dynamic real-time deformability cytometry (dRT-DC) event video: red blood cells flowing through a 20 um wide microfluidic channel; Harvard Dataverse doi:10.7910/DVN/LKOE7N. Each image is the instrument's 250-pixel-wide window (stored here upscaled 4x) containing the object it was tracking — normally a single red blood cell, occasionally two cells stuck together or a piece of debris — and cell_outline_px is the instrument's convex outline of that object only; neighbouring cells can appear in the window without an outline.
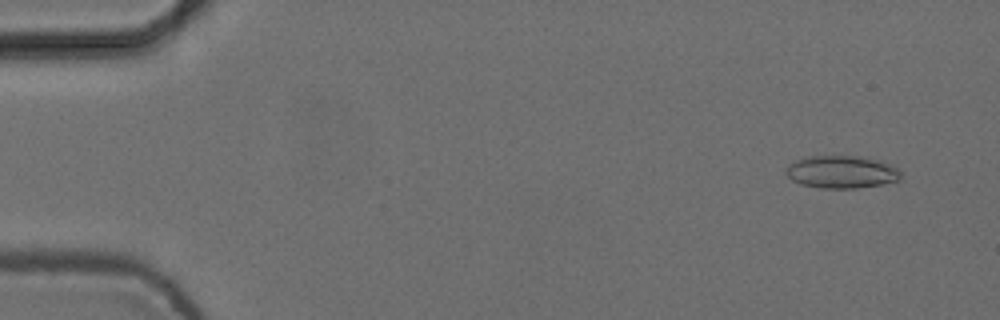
{"species": "common noctule bat (a hibernating species)", "species_latin": "Nyctalus noctula", "temperature_condition": "cold", "stored_images_in_passage": 8, "camera_frame_rate_fps": 3000, "um_per_image_px": 0.085, "animal": {"sex": "female", "body_mass_g": 24.6, "forearm_length_mm": 56.2}, "frame": {"image": 1, "passage_image": 2, "time_ms": 0.333, "image_size_px": [1000, 320], "cell_outline_px": [[904, 172], [900, 180], [880, 184], [856, 188], [820, 188], [800, 184], [792, 180], [784, 172], [796, 160], [804, 156], [860, 156], [880, 160], [892, 164], [900, 168]], "centroid_in_image_um": [71.6, 14.61], "position_along_channel_um": 13.4, "area_um2": 22.08}}
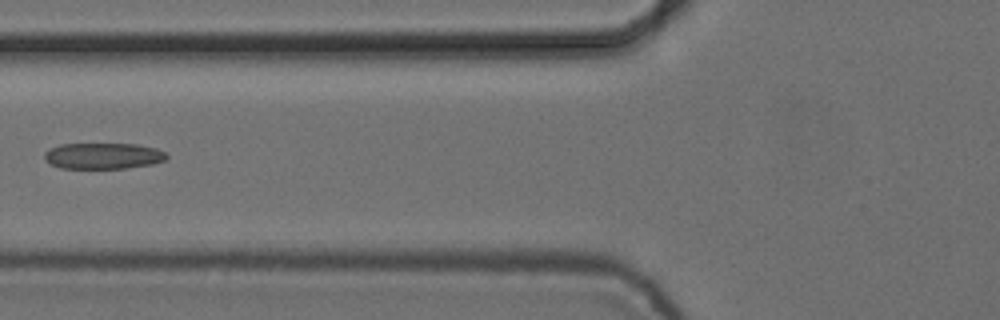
{"frame": {"image": 2, "passage_image": 7, "time_ms": 2.0, "image_size_px": [1000, 320], "cell_outline_px": [[168, 156], [164, 160], [152, 164], [124, 168], [60, 168], [44, 160], [44, 152], [48, 148], [60, 144], [136, 144], [156, 148], [164, 152]], "centroid_in_image_um": [8.72, 13.24], "position_along_channel_um": 117.1, "area_um2": 18.55}}
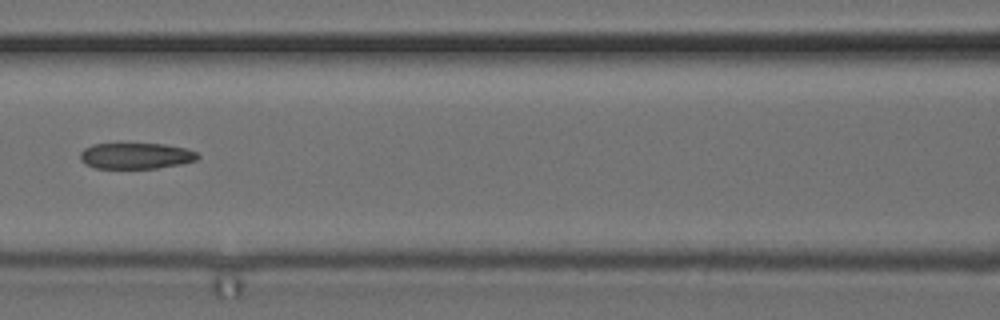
{"frame": {"image": 3, "passage_image": 8, "time_ms": 2.333, "image_size_px": [1000, 320], "cell_outline_px": [[200, 156], [196, 160], [180, 164], [156, 168], [96, 168], [84, 164], [80, 160], [80, 152], [84, 148], [92, 144], [164, 144], [188, 148], [196, 152]], "centroid_in_image_um": [11.54, 13.24], "position_along_channel_um": 155.1, "area_um2": 17.86}}